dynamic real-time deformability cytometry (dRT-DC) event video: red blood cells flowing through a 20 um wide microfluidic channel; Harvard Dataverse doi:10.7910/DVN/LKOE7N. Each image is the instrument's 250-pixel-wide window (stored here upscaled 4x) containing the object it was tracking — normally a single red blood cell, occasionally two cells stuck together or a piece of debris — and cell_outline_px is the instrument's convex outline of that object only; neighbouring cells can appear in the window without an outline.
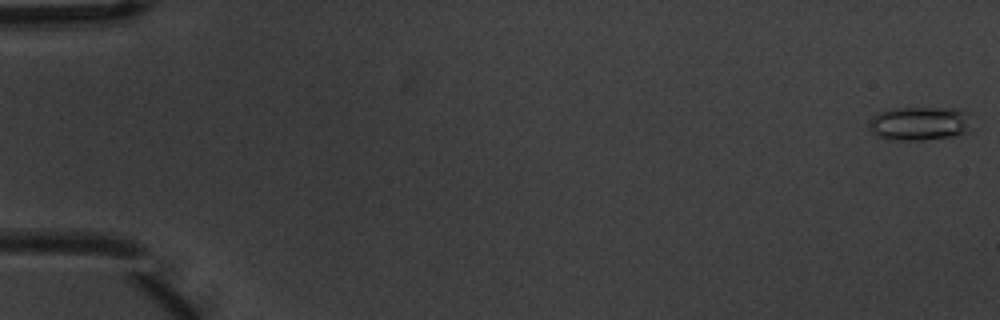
{"species": "common noctule bat (a hibernating species)", "species_latin": "Nyctalus noctula", "temperature_condition": "warm", "stored_images_in_passage": 5, "camera_frame_rate_fps": 3000, "um_per_image_px": 0.085, "animal": {"sex": "male", "body_mass_g": 20.1, "forearm_length_mm": 53.5}, "frame": {"image": 1, "passage_image": 1, "time_ms": 0.0, "image_size_px": [1000, 320], "cell_outline_px": [[968, 132], [952, 136], [924, 140], [888, 140], [876, 136], [868, 128], [868, 124], [872, 116], [876, 112], [892, 108], [964, 108], [968, 112]], "centroid_in_image_um": [78.11, 10.49], "position_along_channel_um": 6.9, "area_um2": 20.58}}